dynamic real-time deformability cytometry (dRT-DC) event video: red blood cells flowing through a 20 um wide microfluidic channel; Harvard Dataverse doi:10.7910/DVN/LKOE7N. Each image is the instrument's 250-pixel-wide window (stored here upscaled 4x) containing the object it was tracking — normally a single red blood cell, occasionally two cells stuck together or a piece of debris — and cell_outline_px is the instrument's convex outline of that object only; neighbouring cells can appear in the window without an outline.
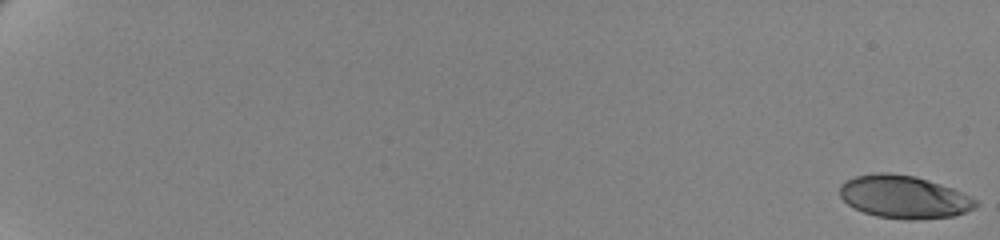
{"species": "human", "species_latin": "Homo sapiens", "temperature_condition": "cold", "stored_images_in_passage": 62, "camera_frame_rate_fps": 3000, "um_per_image_px": 0.085, "donor": {"sex": "female"}, "frame": {"image": 1, "passage_image": 1, "time_ms": 0.0, "image_size_px": [1000, 240], "cell_outline_px": [[976, 208], [952, 216], [912, 220], [908, 220], [876, 216], [864, 212], [848, 204], [840, 196], [840, 184], [856, 176], [876, 172], [888, 172], [916, 176], [952, 188], [976, 200]], "centroid_in_image_um": [76.81, 16.73], "position_along_channel_um": 8.2, "area_um2": 33.64}}
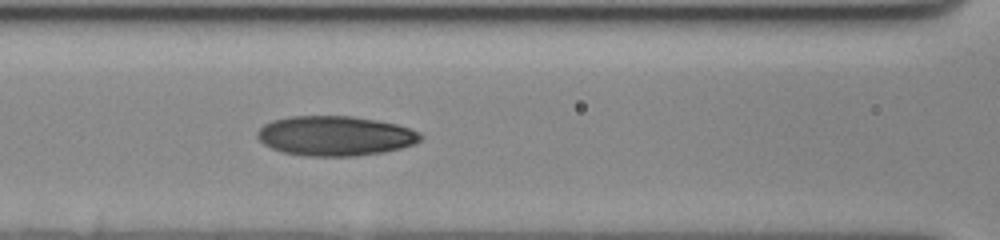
{"frame": {"image": 2, "passage_image": 32, "time_ms": 10.333, "image_size_px": [1000, 240], "cell_outline_px": [[424, 136], [420, 140], [412, 144], [400, 148], [384, 152], [356, 156], [304, 156], [284, 152], [272, 148], [264, 144], [256, 136], [256, 132], [264, 124], [272, 120], [288, 116], [352, 116], [376, 120], [396, 124], [420, 132]], "centroid_in_image_um": [28.47, 11.54], "position_along_channel_um": 138.1, "area_um2": 37.86}}
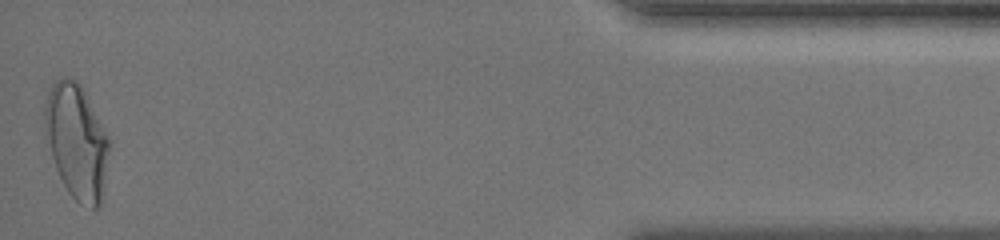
{"frame": {"image": 3, "passage_image": 62, "time_ms": 20.333, "image_size_px": [1000, 240], "cell_outline_px": [[112, 140], [100, 208], [92, 208], [80, 204], [68, 192], [56, 168], [52, 156], [48, 136], [44, 112], [44, 104], [48, 92], [52, 84], [60, 76], [64, 76], [76, 80], [84, 88]], "centroid_in_image_um": [6.58, 11.98], "position_along_channel_um": 428.6, "area_um2": 43.35}, "authors_computed_cell_mechanics": {"area_um2": 35.9227, "velocity_mm_per_s": 3.4861, "shape_relaxation_time_tau1_ms": 7.2367, "shape_relaxation_time_tau2_ms": 1.8369, "deformation_change_tau1": 0.1914, "deformation_change_tau2": 0.0767}}